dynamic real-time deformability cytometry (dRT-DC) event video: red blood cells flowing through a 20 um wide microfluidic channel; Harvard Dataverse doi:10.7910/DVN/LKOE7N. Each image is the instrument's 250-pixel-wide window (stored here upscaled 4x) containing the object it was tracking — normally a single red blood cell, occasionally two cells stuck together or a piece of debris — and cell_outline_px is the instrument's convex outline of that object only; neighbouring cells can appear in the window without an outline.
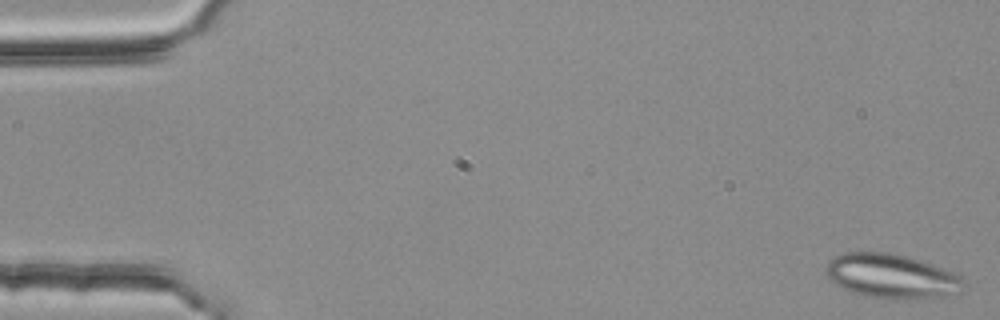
{"species": "common noctule bat (a hibernating species)", "species_latin": "Nyctalus noctula", "temperature_condition": "room temperature", "stored_images_in_passage": 5, "segment_of_instrument_passage": [1, 2], "camera_frame_rate_fps": 3000, "um_per_image_px": 0.085, "animal": {"sex": "female", "body_mass_g": 25.1}, "frame": {"image": 1, "passage_image": 1, "time_ms": 0.0, "image_size_px": [1000, 320], "cell_outline_px": [[964, 280], [960, 292], [920, 300], [916, 300], [864, 296], [852, 292], [836, 284], [828, 276], [824, 268], [828, 260], [832, 256], [844, 252], [888, 252], [920, 260], [932, 264], [952, 272], [960, 276]], "centroid_in_image_um": [75.74, 23.47], "position_along_channel_um": 9.3, "area_um2": 35.55}}